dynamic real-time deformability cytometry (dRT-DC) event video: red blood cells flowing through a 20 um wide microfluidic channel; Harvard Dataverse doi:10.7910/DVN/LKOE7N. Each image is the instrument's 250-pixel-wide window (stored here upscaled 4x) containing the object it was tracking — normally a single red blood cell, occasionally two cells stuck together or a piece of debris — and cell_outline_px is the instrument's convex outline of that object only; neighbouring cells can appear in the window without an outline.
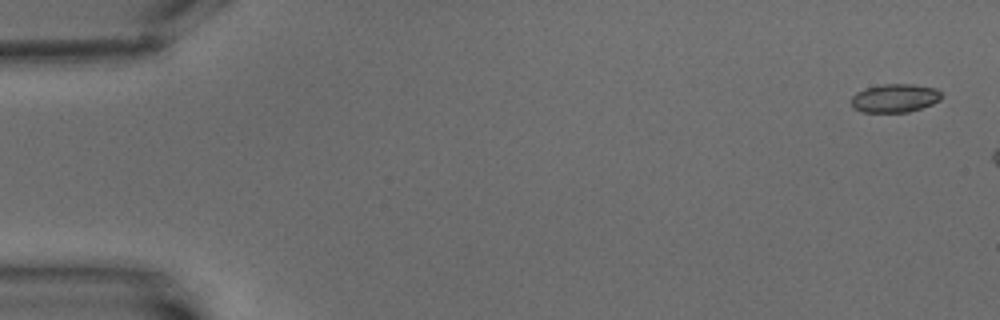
{"species": "common noctule bat (a hibernating species)", "species_latin": "Nyctalus noctula", "temperature_condition": "warm", "stored_images_in_passage": 3, "camera_frame_rate_fps": 3000, "um_per_image_px": 0.085, "animal": {"sex": "male", "body_mass_g": 15.6}, "frame": {"image": 1, "passage_image": 1, "time_ms": 0.0, "image_size_px": [1000, 320], "cell_outline_px": [[940, 100], [932, 104], [908, 112], [864, 112], [852, 108], [852, 96], [856, 92], [864, 88], [884, 84], [912, 84], [936, 88], [940, 92]], "centroid_in_image_um": [76.03, 8.34], "position_along_channel_um": 9.0, "area_um2": 14.91}}